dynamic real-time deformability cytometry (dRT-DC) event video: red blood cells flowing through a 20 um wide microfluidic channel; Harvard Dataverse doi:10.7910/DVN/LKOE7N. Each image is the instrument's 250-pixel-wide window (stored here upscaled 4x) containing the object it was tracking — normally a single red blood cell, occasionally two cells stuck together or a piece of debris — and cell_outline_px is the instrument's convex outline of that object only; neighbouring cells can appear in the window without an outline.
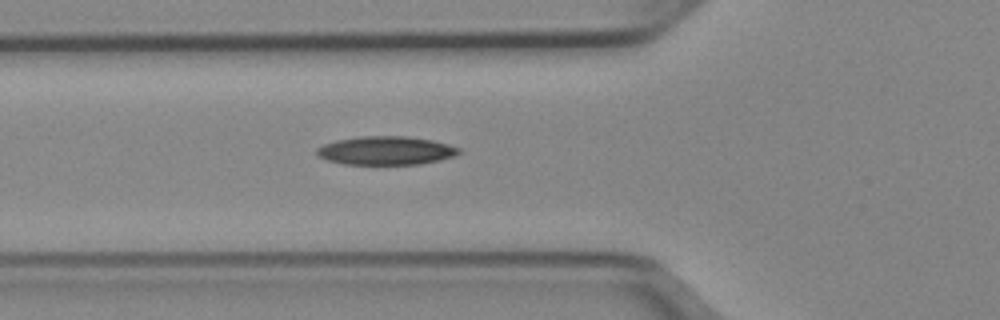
{"species": "Egyptian fruit bat (a non-hibernating species)", "species_latin": "Rousettus aegyptiacus", "temperature_condition": "cold", "stored_images_in_passage": 17, "camera_frame_rate_fps": 3000, "um_per_image_px": 0.085, "animal": {"sex": "female"}, "frame": {"image": 1, "passage_image": 8, "time_ms": 2.333, "image_size_px": [1000, 320], "cell_outline_px": [[460, 152], [456, 156], [440, 160], [420, 164], [344, 164], [328, 160], [316, 156], [316, 148], [324, 144], [336, 140], [360, 136], [404, 136], [432, 140], [448, 144], [460, 148]], "centroid_in_image_um": [32.8, 12.8], "position_along_channel_um": 93.0, "area_um2": 23.7}}